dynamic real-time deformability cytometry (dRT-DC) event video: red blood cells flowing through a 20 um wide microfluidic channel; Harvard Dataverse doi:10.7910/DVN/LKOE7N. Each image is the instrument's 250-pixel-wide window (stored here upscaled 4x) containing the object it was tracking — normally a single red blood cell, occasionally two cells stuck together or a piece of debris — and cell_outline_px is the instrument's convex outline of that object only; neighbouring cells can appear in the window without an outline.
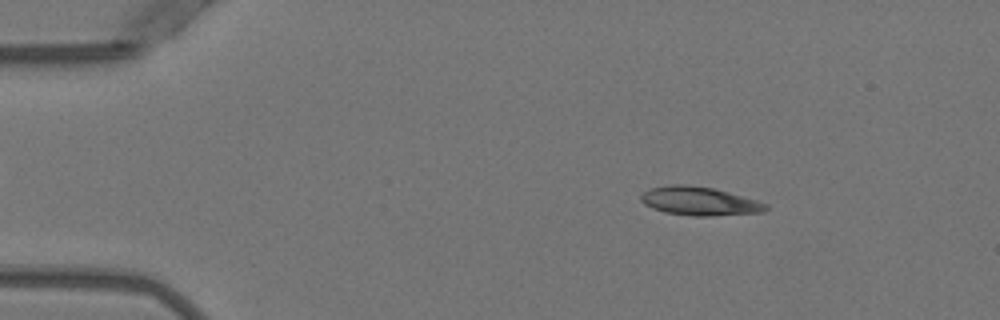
{"species": "Egyptian fruit bat (a non-hibernating species)", "species_latin": "Rousettus aegyptiacus", "temperature_condition": "warm", "stored_images_in_passage": 51, "camera_frame_rate_fps": 3000, "um_per_image_px": 0.085, "animal": {"sex": "female"}, "frame": {"image": 1, "passage_image": 8, "time_ms": 2.333, "image_size_px": [1000, 320], "cell_outline_px": [[768, 208], [764, 212], [712, 216], [692, 216], [664, 212], [652, 208], [644, 204], [640, 200], [640, 196], [644, 192], [652, 188], [668, 184], [688, 184], [712, 188], [728, 192], [756, 200], [768, 204]], "centroid_in_image_um": [59.44, 17.1], "position_along_channel_um": 25.6, "area_um2": 20.87}}
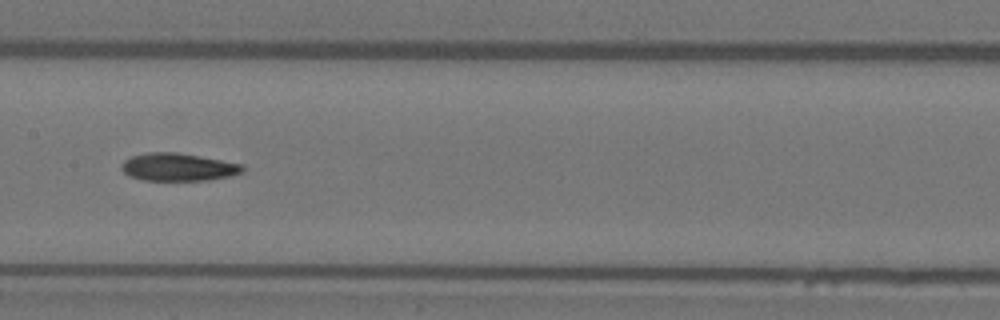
{"frame": {"image": 2, "passage_image": 26, "time_ms": 8.333, "image_size_px": [1000, 320], "cell_outline_px": [[244, 172], [232, 176], [208, 180], [144, 180], [128, 176], [120, 168], [120, 164], [124, 160], [132, 156], [148, 152], [176, 152], [200, 156], [244, 164]], "centroid_in_image_um": [15.15, 14.2], "position_along_channel_um": 192.2, "area_um2": 19.77}}
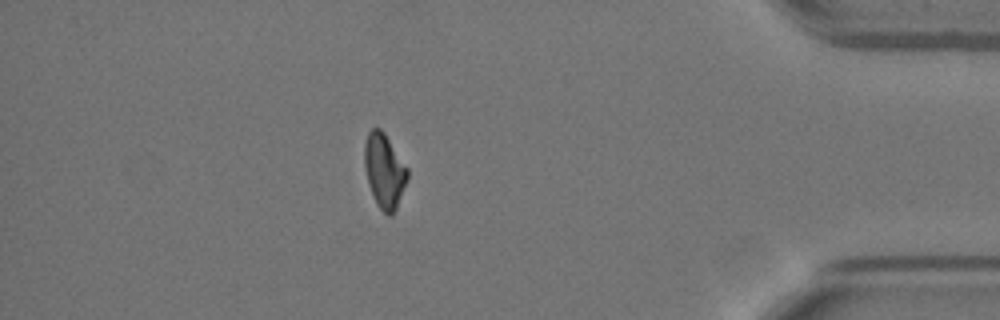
{"frame": {"image": 3, "passage_image": 45, "time_ms": 14.667, "image_size_px": [1000, 320], "cell_outline_px": [[408, 180], [396, 208], [392, 216], [388, 216], [380, 208], [368, 184], [364, 164], [364, 144], [368, 132], [372, 128], [380, 128], [384, 132], [408, 168]], "centroid_in_image_um": [32.68, 14.5], "position_along_channel_um": 402.5, "area_um2": 18.55}, "authors_computed_cell_mechanics": {"area_um2": 19.5364, "velocity_mm_per_s": 3.9552, "shape_relaxation_time_tau1_ms": null, "shape_relaxation_time_tau2_ms": 10.3586, "deformation_change_tau1": null, "deformation_change_tau2": 0.2028}}